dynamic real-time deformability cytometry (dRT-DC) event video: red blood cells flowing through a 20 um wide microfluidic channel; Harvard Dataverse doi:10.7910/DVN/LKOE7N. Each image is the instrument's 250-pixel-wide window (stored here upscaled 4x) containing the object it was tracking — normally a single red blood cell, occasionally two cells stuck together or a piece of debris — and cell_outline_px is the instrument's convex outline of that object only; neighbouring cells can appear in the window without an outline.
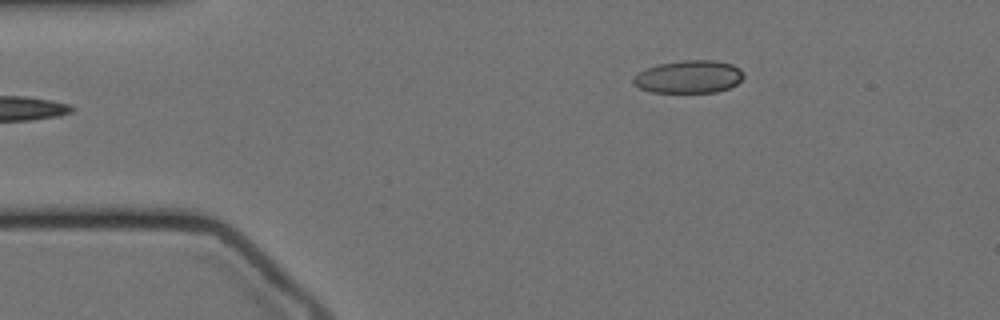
{"species": "Egyptian fruit bat (a non-hibernating species)", "species_latin": "Rousettus aegyptiacus", "temperature_condition": "cold", "stored_images_in_passage": 13, "camera_frame_rate_fps": 3000, "um_per_image_px": 0.085, "animal": {"sex": "female"}, "frame": {"image": 1, "passage_image": 1, "time_ms": 0.0, "image_size_px": [1000, 320], "cell_outline_px": [[744, 76], [736, 84], [728, 88], [716, 92], [652, 92], [640, 88], [632, 80], [632, 76], [648, 68], [660, 64], [680, 60], [716, 60], [732, 64], [740, 68], [744, 72]], "centroid_in_image_um": [58.58, 6.52], "position_along_channel_um": 26.4, "area_um2": 20.98}}
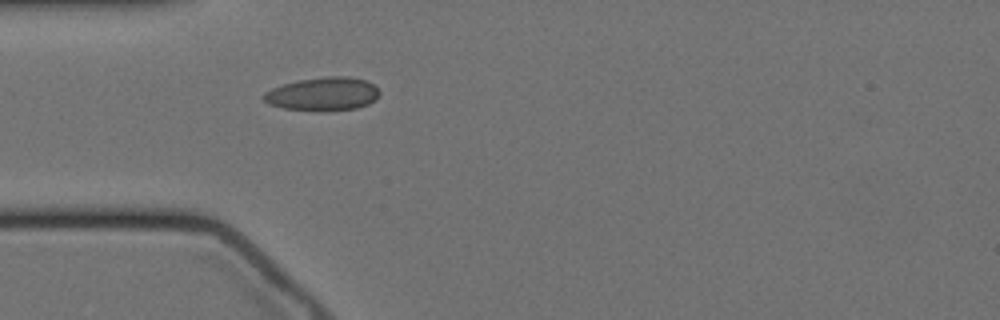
{"frame": {"image": 2, "passage_image": 8, "time_ms": 2.333, "image_size_px": [1000, 320], "cell_outline_px": [[380, 92], [376, 100], [368, 104], [356, 108], [316, 112], [284, 108], [268, 104], [260, 96], [264, 92], [272, 88], [284, 84], [300, 80], [328, 76], [348, 76], [368, 80]], "centroid_in_image_um": [27.44, 8.0], "position_along_channel_um": 57.6, "area_um2": 22.77}}